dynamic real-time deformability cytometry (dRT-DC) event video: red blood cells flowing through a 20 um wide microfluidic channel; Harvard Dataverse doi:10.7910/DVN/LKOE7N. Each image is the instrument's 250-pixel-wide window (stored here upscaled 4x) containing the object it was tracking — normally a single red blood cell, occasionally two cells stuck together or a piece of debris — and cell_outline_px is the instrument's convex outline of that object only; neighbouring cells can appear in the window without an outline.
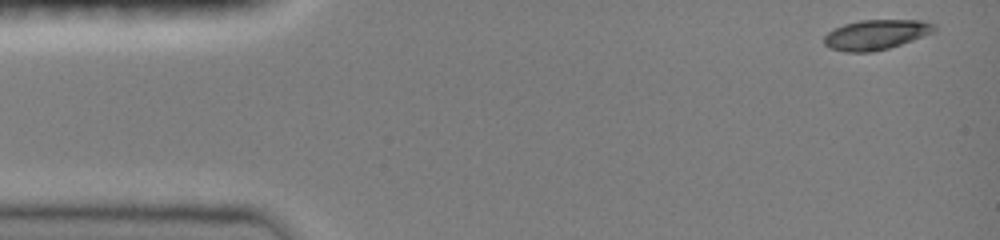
{"species": "common noctule bat (a hibernating species)", "species_latin": "Nyctalus noctula", "temperature_condition": "room temperature", "stored_images_in_passage": 11, "camera_frame_rate_fps": 3000, "um_per_image_px": 0.085, "animal": {"sex": "female", "body_mass_g": 19.0, "forearm_length_mm": 51.5}, "frame": {"image": 1, "passage_image": 1, "time_ms": 0.0, "image_size_px": [1000, 240], "cell_outline_px": [[936, 32], [888, 48], [872, 52], [844, 52], [828, 48], [824, 44], [824, 36], [828, 32], [844, 24], [860, 20], [924, 20], [936, 24]], "centroid_in_image_um": [74.48, 2.94], "position_along_channel_um": 10.5, "area_um2": 19.36}}
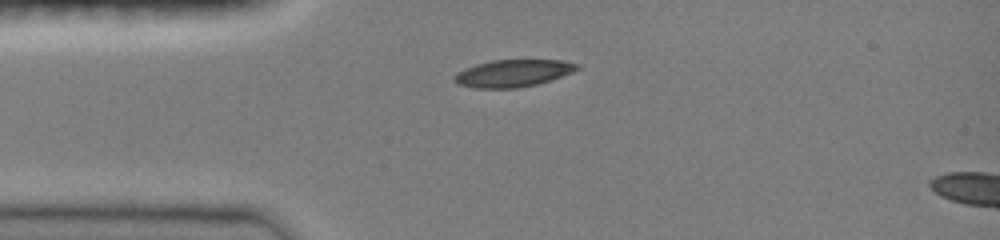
{"frame": {"image": 2, "passage_image": 9, "time_ms": 2.667, "image_size_px": [1000, 240], "cell_outline_px": [[580, 68], [572, 72], [536, 84], [516, 88], [476, 88], [460, 84], [452, 80], [452, 76], [456, 72], [464, 68], [476, 64], [492, 60], [564, 60], [580, 64]], "centroid_in_image_um": [43.57, 6.21], "position_along_channel_um": 41.4, "area_um2": 19.42}}